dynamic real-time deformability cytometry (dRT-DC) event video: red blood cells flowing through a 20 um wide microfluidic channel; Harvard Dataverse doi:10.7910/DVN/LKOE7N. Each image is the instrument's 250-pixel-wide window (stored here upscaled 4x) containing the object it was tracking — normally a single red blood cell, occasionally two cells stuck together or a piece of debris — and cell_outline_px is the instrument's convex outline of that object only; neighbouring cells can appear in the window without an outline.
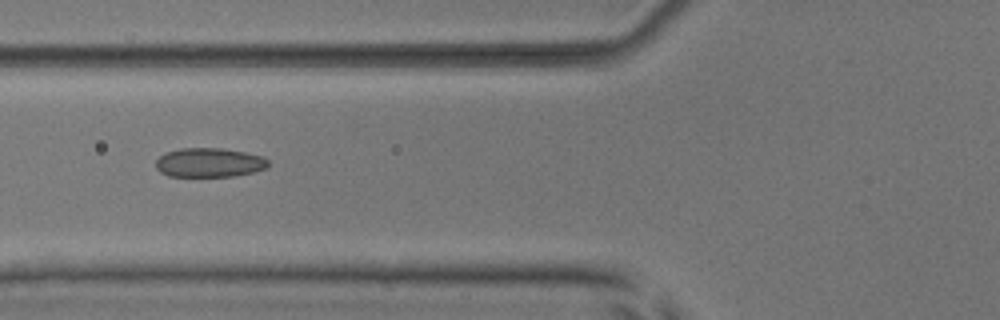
{"species": "common noctule bat (a hibernating species)", "species_latin": "Nyctalus noctula", "temperature_condition": "room temperature", "stored_images_in_passage": 8, "camera_frame_rate_fps": 3000, "um_per_image_px": 0.085, "animal": {"sex": "male", "body_mass_g": 17.9, "forearm_length_mm": 54.2}, "frame": {"image": 1, "passage_image": 6, "time_ms": 6.0, "image_size_px": [1000, 320], "cell_outline_px": [[268, 164], [264, 168], [252, 172], [232, 176], [168, 176], [160, 172], [156, 168], [156, 160], [164, 152], [180, 148], [220, 148], [244, 152], [264, 156], [268, 160]], "centroid_in_image_um": [17.75, 13.81], "position_along_channel_um": 108.1, "area_um2": 19.07}}
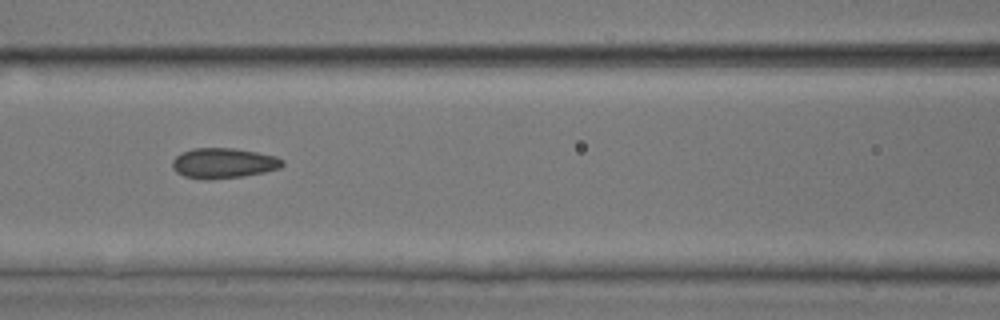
{"frame": {"image": 2, "passage_image": 7, "time_ms": 7.0, "image_size_px": [1000, 320], "cell_outline_px": [[284, 164], [280, 168], [264, 172], [244, 176], [184, 176], [176, 172], [172, 168], [172, 160], [180, 152], [192, 148], [232, 148], [256, 152], [276, 156], [284, 160]], "centroid_in_image_um": [19.02, 13.81], "position_along_channel_um": 147.6, "area_um2": 18.67}}
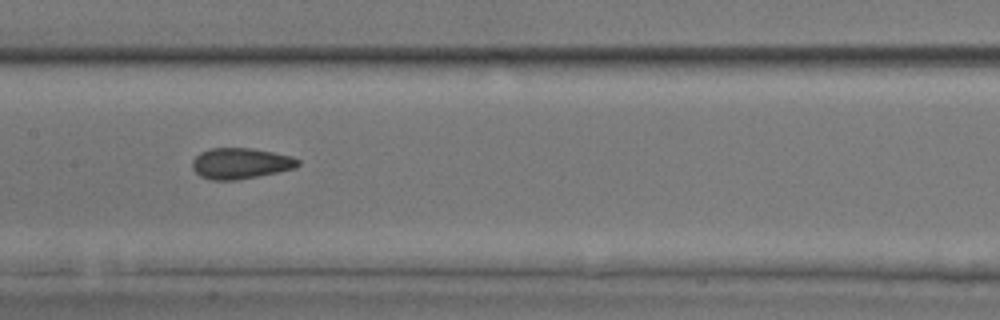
{"frame": {"image": 3, "passage_image": 8, "time_ms": 8.0, "image_size_px": [1000, 320], "cell_outline_px": [[300, 164], [296, 168], [236, 180], [212, 180], [200, 176], [192, 168], [192, 160], [200, 152], [212, 148], [252, 148], [292, 156], [300, 160]], "centroid_in_image_um": [20.44, 13.88], "position_along_channel_um": 187.0, "area_um2": 18.96}}